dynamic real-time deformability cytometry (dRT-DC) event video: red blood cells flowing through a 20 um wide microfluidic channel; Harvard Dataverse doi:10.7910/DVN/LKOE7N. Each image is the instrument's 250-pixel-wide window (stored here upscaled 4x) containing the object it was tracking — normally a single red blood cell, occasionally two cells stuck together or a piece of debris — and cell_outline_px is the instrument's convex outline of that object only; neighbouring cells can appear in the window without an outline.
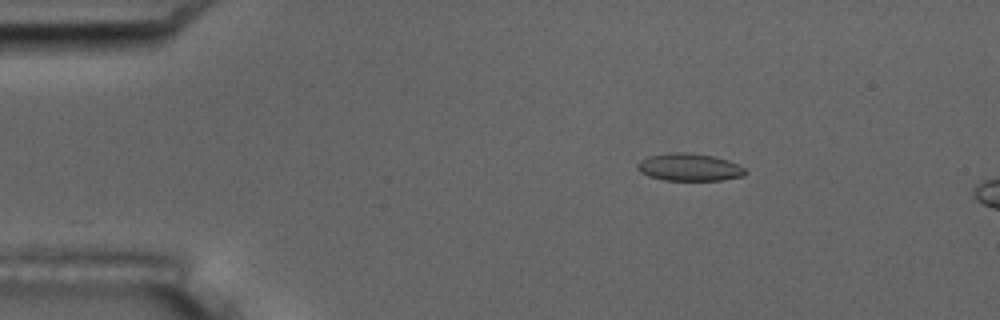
{"species": "common noctule bat (a hibernating species)", "species_latin": "Nyctalus noctula", "temperature_condition": "room temperature", "stored_images_in_passage": 17, "camera_frame_rate_fps": 3000, "um_per_image_px": 0.085, "animal": {"sex": "male", "body_mass_g": 17.5, "forearm_length_mm": 52.3}, "frame": {"image": 1, "passage_image": 10, "time_ms": 3.0, "image_size_px": [1000, 320], "cell_outline_px": [[748, 172], [744, 176], [724, 180], [664, 180], [648, 176], [640, 172], [636, 168], [636, 164], [640, 160], [648, 156], [672, 152], [684, 152], [712, 156], [728, 160], [740, 164]], "centroid_in_image_um": [58.6, 14.22], "position_along_channel_um": 26.4, "area_um2": 17.46}}